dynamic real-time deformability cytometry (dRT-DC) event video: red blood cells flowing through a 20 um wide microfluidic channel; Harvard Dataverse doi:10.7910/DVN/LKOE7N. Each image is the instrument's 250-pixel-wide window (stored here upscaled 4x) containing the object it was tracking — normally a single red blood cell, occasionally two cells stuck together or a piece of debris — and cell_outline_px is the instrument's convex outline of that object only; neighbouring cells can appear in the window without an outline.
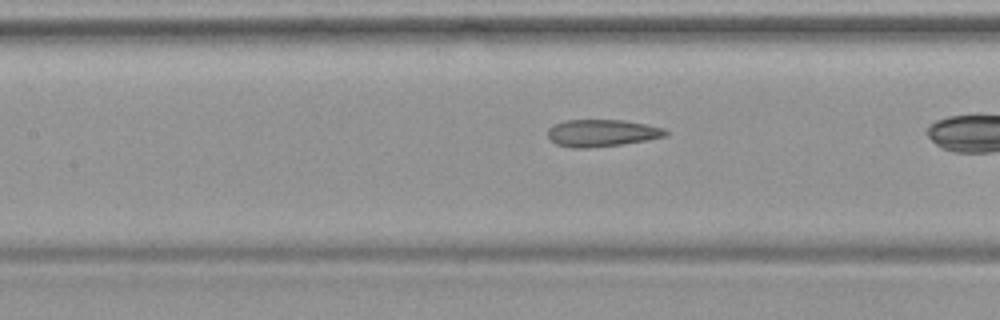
{"species": "common noctule bat (a hibernating species)", "species_latin": "Nyctalus noctula", "temperature_condition": "warm", "stored_images_in_passage": 23, "camera_frame_rate_fps": 3000, "um_per_image_px": 0.085, "animal": {"sex": "female", "body_mass_g": 19.9}, "frame": {"image": 1, "passage_image": 7, "time_ms": 2.0, "image_size_px": [1000, 320], "cell_outline_px": [[668, 132], [664, 136], [648, 140], [620, 144], [588, 148], [572, 148], [556, 144], [548, 136], [548, 128], [564, 120], [624, 120], [664, 128]], "centroid_in_image_um": [51.14, 11.3], "position_along_channel_um": 156.3, "area_um2": 18.44}}
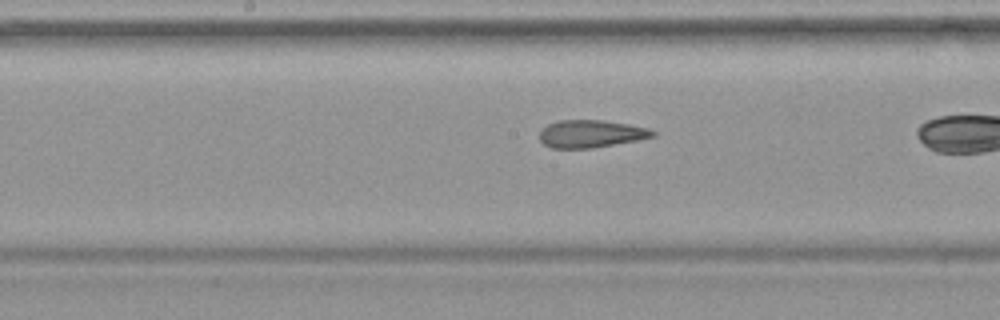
{"frame": {"image": 2, "passage_image": 10, "time_ms": 3.0, "image_size_px": [1000, 320], "cell_outline_px": [[656, 136], [636, 140], [592, 148], [552, 148], [544, 144], [540, 140], [540, 132], [548, 124], [560, 120], [604, 120], [628, 124], [648, 128], [656, 132]], "centroid_in_image_um": [50.24, 11.37], "position_along_channel_um": 198.0, "area_um2": 18.03}}